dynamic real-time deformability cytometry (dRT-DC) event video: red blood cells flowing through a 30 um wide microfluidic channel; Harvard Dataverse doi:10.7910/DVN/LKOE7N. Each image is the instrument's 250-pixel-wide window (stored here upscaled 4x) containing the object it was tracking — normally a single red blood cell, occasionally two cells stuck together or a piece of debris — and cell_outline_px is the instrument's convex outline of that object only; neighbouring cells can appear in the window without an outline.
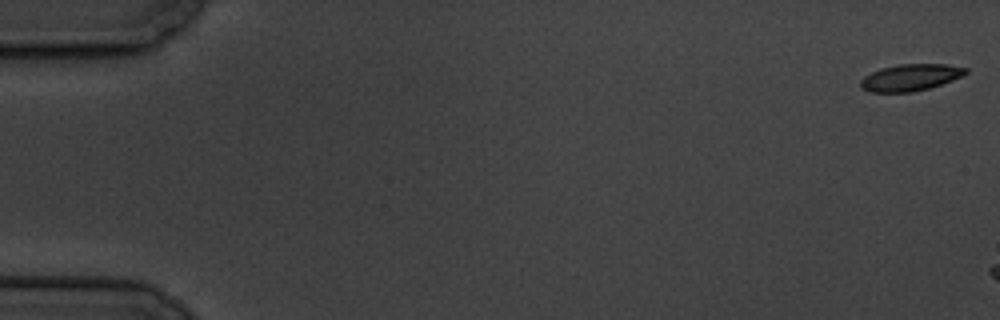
{"species": "common noctule bat (a hibernating species)", "species_latin": "Nyctalus noctula", "temperature_condition": "cold", "stored_images_in_passage": 3, "camera_frame_rate_fps": 3000, "um_per_image_px": 0.085, "animal": {"sex": "male", "body_mass_g": 19.5, "forearm_length_mm": 54.6}, "frame": {"image": 1, "passage_image": 1, "time_ms": 0.0, "image_size_px": [1000, 320], "cell_outline_px": [[968, 72], [952, 80], [928, 88], [912, 92], [868, 92], [860, 88], [860, 80], [864, 76], [880, 68], [900, 64], [944, 64], [968, 68]], "centroid_in_image_um": [77.33, 6.58], "position_along_channel_um": 7.7, "area_um2": 16.3}}